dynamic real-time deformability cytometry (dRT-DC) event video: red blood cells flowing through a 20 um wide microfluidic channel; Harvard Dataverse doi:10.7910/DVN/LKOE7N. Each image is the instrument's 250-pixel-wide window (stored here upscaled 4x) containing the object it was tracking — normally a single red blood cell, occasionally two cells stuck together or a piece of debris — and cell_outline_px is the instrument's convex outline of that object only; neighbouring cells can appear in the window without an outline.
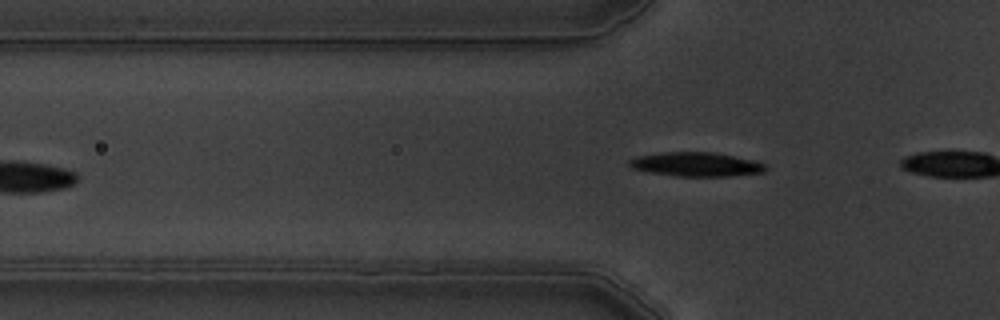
{"species": "common noctule bat (a hibernating species)", "species_latin": "Nyctalus noctula", "temperature_condition": "warm", "stored_images_in_passage": 5, "camera_frame_rate_fps": 3000, "um_per_image_px": 0.085, "animal": {"sex": "male", "body_mass_g": 19.5, "forearm_length_mm": 54.6}, "frame": {"image": 1, "passage_image": 5, "time_ms": 5.333, "image_size_px": [1000, 320], "cell_outline_px": [[768, 168], [764, 172], [732, 176], [676, 176], [648, 172], [632, 168], [628, 164], [628, 160], [636, 156], [664, 152], [712, 152], [756, 160], [768, 164]], "centroid_in_image_um": [59.21, 13.97], "position_along_channel_um": 66.6, "area_um2": 19.36}}